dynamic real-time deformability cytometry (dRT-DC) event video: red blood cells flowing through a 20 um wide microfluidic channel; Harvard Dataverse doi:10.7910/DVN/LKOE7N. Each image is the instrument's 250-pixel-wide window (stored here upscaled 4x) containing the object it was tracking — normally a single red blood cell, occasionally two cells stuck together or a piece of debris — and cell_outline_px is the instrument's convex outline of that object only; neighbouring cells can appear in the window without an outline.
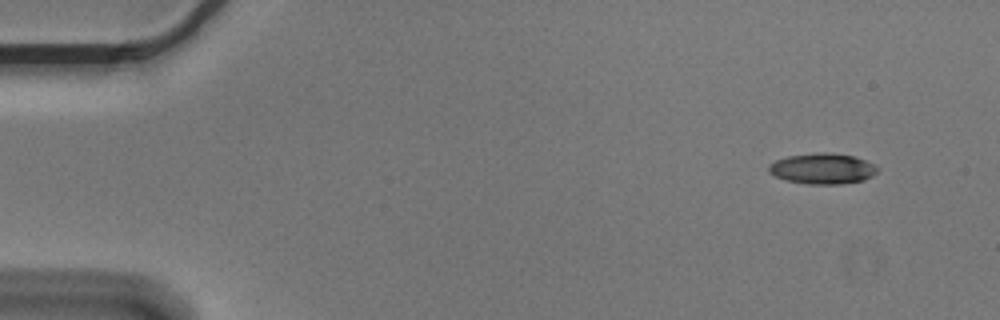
{"species": "Egyptian fruit bat (a non-hibernating species)", "species_latin": "Rousettus aegyptiacus", "temperature_condition": "cold", "stored_images_in_passage": 5, "camera_frame_rate_fps": 3000, "um_per_image_px": 0.085, "animal": {"sex": "male"}, "frame": {"image": 1, "passage_image": 1, "time_ms": 0.0, "image_size_px": [1000, 320], "cell_outline_px": [[880, 168], [872, 176], [864, 180], [840, 184], [808, 184], [784, 180], [768, 172], [768, 164], [776, 160], [788, 156], [820, 152], [828, 152], [852, 156], [876, 164]], "centroid_in_image_um": [69.91, 14.33], "position_along_channel_um": 15.1, "area_um2": 19.54}}
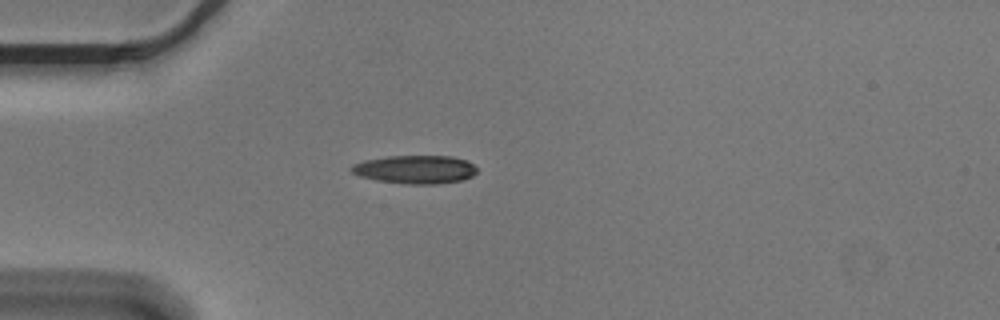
{"frame": {"image": 2, "passage_image": 4, "time_ms": 1.0, "image_size_px": [1000, 320], "cell_outline_px": [[476, 172], [472, 176], [464, 180], [436, 184], [408, 184], [376, 180], [360, 176], [352, 172], [348, 168], [352, 164], [364, 160], [388, 156], [452, 156], [464, 160], [472, 164], [476, 168]], "centroid_in_image_um": [35.27, 14.4], "position_along_channel_um": 49.7, "area_um2": 20.75}}